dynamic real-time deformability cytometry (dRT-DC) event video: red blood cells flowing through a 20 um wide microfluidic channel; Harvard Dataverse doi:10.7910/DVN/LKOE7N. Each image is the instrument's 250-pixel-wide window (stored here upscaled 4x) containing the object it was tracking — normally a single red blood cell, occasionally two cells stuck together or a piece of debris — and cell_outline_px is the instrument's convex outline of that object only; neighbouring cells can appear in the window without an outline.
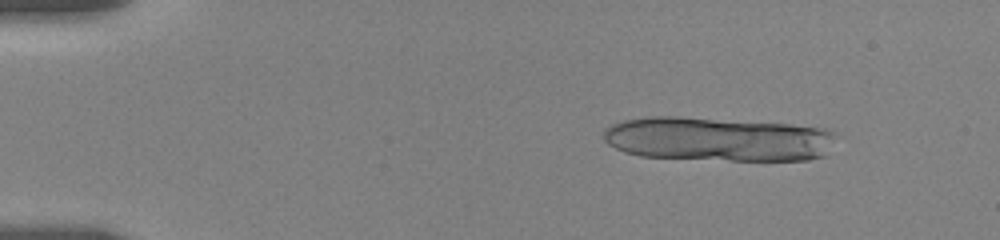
{"species": "human", "species_latin": "Homo sapiens", "temperature_condition": "room temperature", "stored_images_in_passage": 25, "camera_frame_rate_fps": 3000, "um_per_image_px": 0.085, "donor": {"sex": "female"}, "frame": {"image": 1, "passage_image": 3, "time_ms": 0.333, "image_size_px": [1000, 240], "cell_outline_px": [[832, 136], [824, 156], [808, 160], [732, 160], [640, 156], [624, 152], [608, 144], [604, 140], [604, 128], [612, 124], [624, 120], [652, 116], [680, 116], [788, 124], [824, 128], [832, 132]], "centroid_in_image_um": [60.94, 11.81], "position_along_channel_um": 24.1, "area_um2": 59.48}}